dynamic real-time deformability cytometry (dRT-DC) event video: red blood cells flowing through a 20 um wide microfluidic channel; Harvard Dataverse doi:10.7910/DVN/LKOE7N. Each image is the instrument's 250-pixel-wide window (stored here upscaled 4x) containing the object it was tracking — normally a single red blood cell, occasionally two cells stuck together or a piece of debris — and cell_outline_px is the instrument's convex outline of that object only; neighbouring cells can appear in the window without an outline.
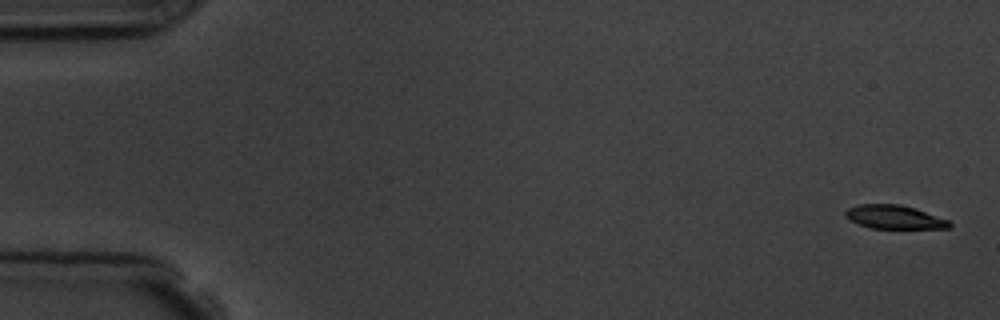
{"species": "common noctule bat (a hibernating species)", "species_latin": "Nyctalus noctula", "temperature_condition": "room temperature", "stored_images_in_passage": 6, "camera_frame_rate_fps": 3000, "um_per_image_px": 0.085, "animal": {"sex": "male", "body_mass_g": 19.5, "forearm_length_mm": 54.6}, "frame": {"image": 1, "passage_image": 1, "time_ms": 0.0, "image_size_px": [1000, 320], "cell_outline_px": [[952, 224], [948, 228], [872, 228], [848, 220], [844, 216], [844, 212], [848, 208], [860, 204], [900, 204], [948, 220]], "centroid_in_image_um": [75.95, 18.45], "position_along_channel_um": 9.1, "area_um2": 14.05}}
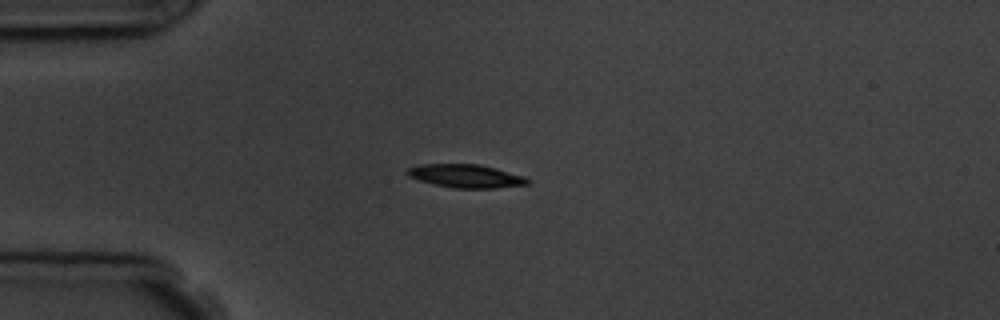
{"frame": {"image": 2, "passage_image": 4, "time_ms": 4.333, "image_size_px": [1000, 320], "cell_outline_px": [[532, 180], [528, 184], [496, 188], [452, 188], [432, 184], [408, 176], [404, 172], [408, 168], [420, 164], [480, 164], [496, 168], [524, 176]], "centroid_in_image_um": [39.6, 14.96], "position_along_channel_um": 45.4, "area_um2": 16.47}}